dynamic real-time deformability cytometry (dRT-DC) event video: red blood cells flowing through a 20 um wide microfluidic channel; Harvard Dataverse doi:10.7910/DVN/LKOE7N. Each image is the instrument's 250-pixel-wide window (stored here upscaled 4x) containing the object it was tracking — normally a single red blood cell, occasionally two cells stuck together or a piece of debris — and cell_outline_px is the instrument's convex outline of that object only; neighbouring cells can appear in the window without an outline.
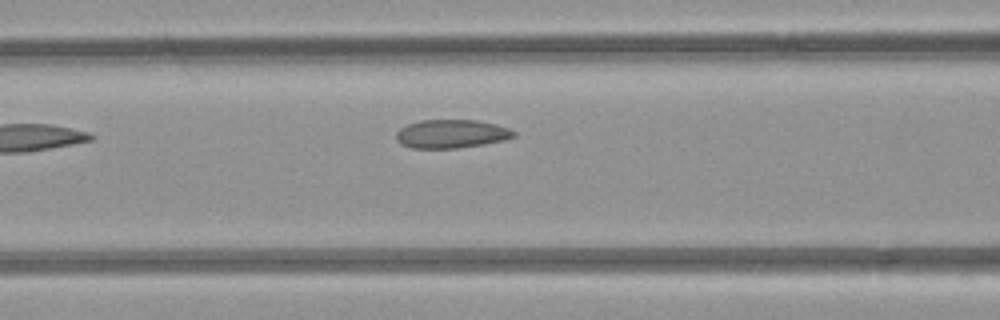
{"species": "common noctule bat (a hibernating species)", "species_latin": "Nyctalus noctula", "temperature_condition": "room temperature", "stored_images_in_passage": 4, "camera_frame_rate_fps": 3000, "um_per_image_px": 0.085, "animal": {"sex": "female", "body_mass_g": 21.9}, "frame": {"image": 1, "passage_image": 4, "time_ms": 4.333, "image_size_px": [1000, 320], "cell_outline_px": [[516, 136], [504, 140], [484, 144], [456, 148], [412, 148], [400, 144], [396, 140], [396, 132], [400, 128], [408, 124], [420, 120], [476, 120], [496, 124], [508, 128], [516, 132]], "centroid_in_image_um": [38.36, 11.38], "position_along_channel_um": 128.2, "area_um2": 19.59}}